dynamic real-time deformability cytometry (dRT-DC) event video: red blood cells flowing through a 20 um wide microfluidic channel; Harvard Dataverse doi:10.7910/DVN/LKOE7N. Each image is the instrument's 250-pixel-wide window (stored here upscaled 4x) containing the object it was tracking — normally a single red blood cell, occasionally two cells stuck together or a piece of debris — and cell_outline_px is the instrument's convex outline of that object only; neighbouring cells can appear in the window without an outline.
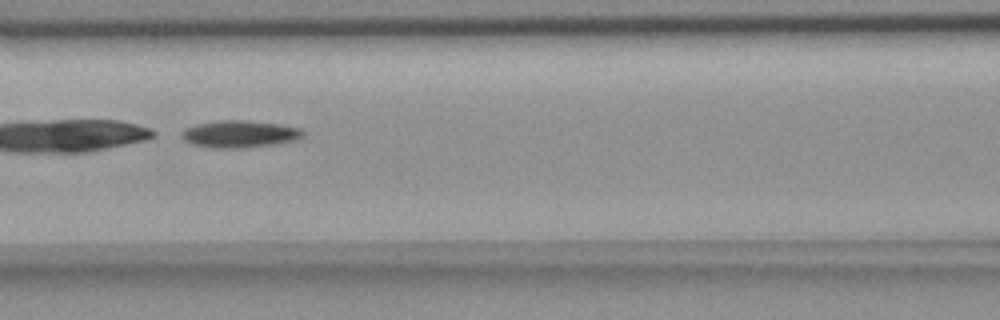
{"species": "common noctule bat (a hibernating species)", "species_latin": "Nyctalus noctula", "temperature_condition": "room temperature", "stored_images_in_passage": 54, "camera_frame_rate_fps": 3000, "um_per_image_px": 0.085, "animal": {"sex": "female", "body_mass_g": 18.4}, "frame": {"image": 1, "passage_image": 24, "time_ms": 7.667, "image_size_px": [1000, 320], "cell_outline_px": [[304, 136], [296, 140], [276, 144], [244, 148], [216, 148], [192, 144], [184, 140], [180, 136], [180, 132], [184, 128], [196, 124], [220, 120], [248, 120], [280, 124], [300, 128], [304, 132]], "centroid_in_image_um": [20.36, 11.39], "position_along_channel_um": 146.2, "area_um2": 19.42}}
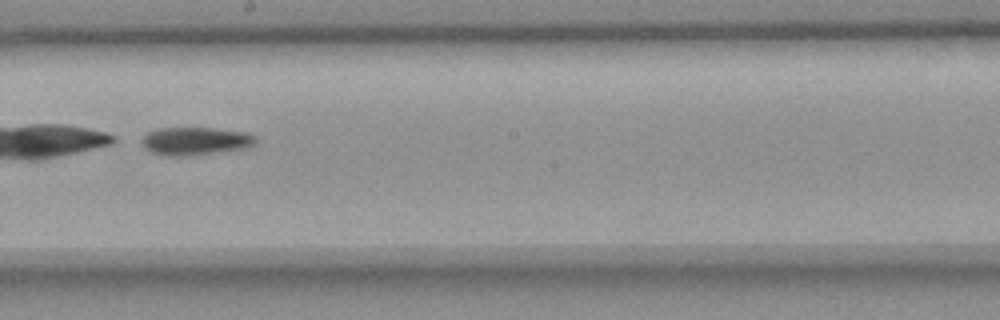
{"frame": {"image": 2, "passage_image": 31, "time_ms": 10.0, "image_size_px": [1000, 320], "cell_outline_px": [[256, 144], [248, 148], [220, 152], [188, 156], [160, 156], [144, 148], [140, 140], [148, 132], [160, 128], [216, 128], [248, 132], [256, 136]], "centroid_in_image_um": [16.63, 12.0], "position_along_channel_um": 231.6, "area_um2": 18.96}}
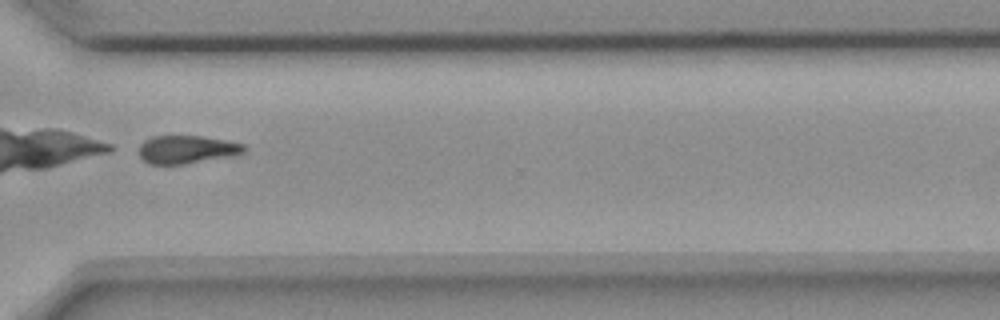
{"frame": {"image": 3, "passage_image": 41, "time_ms": 13.333, "image_size_px": [1000, 320], "cell_outline_px": [[248, 148], [244, 152], [232, 156], [184, 164], [148, 164], [140, 156], [140, 144], [144, 140], [152, 136], [200, 136], [224, 140], [244, 144]], "centroid_in_image_um": [15.89, 12.7], "position_along_channel_um": 354.7, "area_um2": 17.17}}